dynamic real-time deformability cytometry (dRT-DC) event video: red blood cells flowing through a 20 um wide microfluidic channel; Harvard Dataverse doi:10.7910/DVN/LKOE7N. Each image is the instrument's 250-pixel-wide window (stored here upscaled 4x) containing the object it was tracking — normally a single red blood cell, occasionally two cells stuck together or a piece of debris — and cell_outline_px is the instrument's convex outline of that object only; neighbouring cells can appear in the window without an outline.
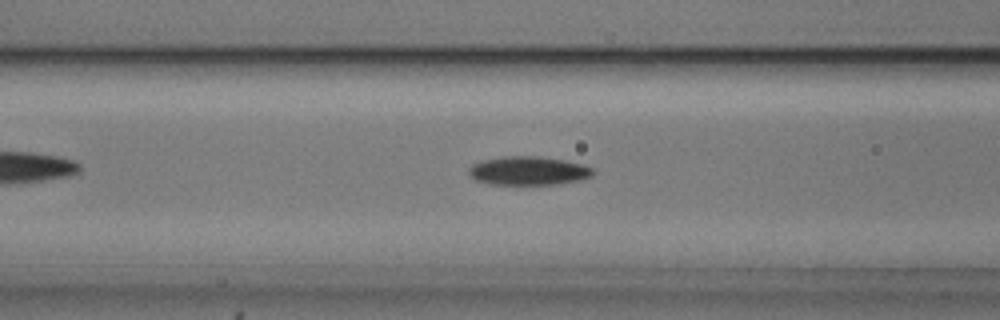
{"species": "common noctule bat (a hibernating species)", "species_latin": "Nyctalus noctula", "temperature_condition": "cold", "stored_images_in_passage": 46, "camera_frame_rate_fps": 3000, "um_per_image_px": 0.085, "animal": {"sex": "male", "body_mass_g": 20.5, "forearm_length_mm": 52.5}, "frame": {"image": 1, "passage_image": 13, "time_ms": 4.0, "image_size_px": [1000, 320], "cell_outline_px": [[596, 172], [592, 176], [580, 180], [560, 184], [488, 184], [476, 180], [468, 172], [468, 168], [472, 164], [480, 160], [504, 156], [540, 156], [564, 160], [584, 164], [592, 168]], "centroid_in_image_um": [44.93, 14.51], "position_along_channel_um": 121.7, "area_um2": 20.98}}
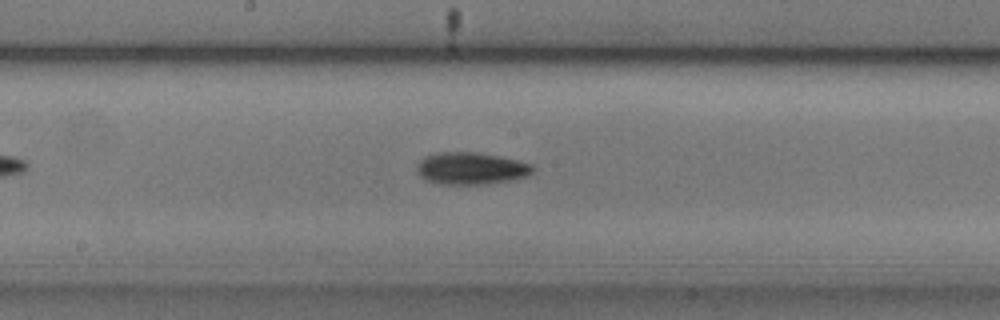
{"frame": {"image": 2, "passage_image": 20, "time_ms": 6.333, "image_size_px": [1000, 320], "cell_outline_px": [[532, 172], [528, 176], [512, 180], [488, 184], [440, 184], [424, 180], [416, 172], [416, 168], [420, 160], [428, 156], [440, 152], [476, 152], [516, 160], [532, 164]], "centroid_in_image_um": [40.01, 14.33], "position_along_channel_um": 208.2, "area_um2": 21.62}}
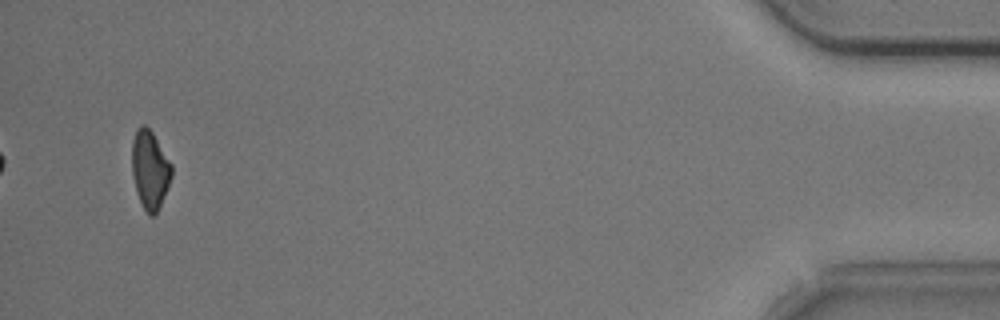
{"frame": {"image": 3, "passage_image": 44, "time_ms": 14.333, "image_size_px": [1000, 320], "cell_outline_px": [[172, 176], [168, 188], [156, 212], [152, 216], [148, 216], [136, 192], [132, 172], [132, 140], [136, 128], [144, 124], [152, 132], [172, 164]], "centroid_in_image_um": [12.74, 14.4], "position_along_channel_um": 422.5, "area_um2": 18.03}, "authors_computed_cell_mechanics": {"area_um2": 19.7676, "velocity_mm_per_s": 3.6928, "shape_relaxation_time_tau1_ms": 2.3261, "shape_relaxation_time_tau2_ms": null, "deformation_change_tau1": 0.1196, "deformation_change_tau2": null}}